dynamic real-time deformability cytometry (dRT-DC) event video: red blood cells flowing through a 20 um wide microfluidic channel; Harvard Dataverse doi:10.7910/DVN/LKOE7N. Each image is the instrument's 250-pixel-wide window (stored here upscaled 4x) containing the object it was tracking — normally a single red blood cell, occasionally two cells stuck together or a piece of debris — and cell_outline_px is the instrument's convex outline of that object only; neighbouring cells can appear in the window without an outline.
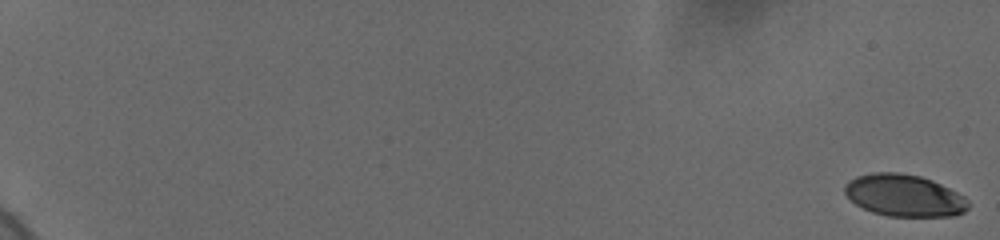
{"species": "human", "species_latin": "Homo sapiens", "temperature_condition": "cold", "stored_images_in_passage": 14, "camera_frame_rate_fps": 3000, "um_per_image_px": 0.085, "donor": {"sex": "female"}, "frame": {"image": 1, "passage_image": 1, "time_ms": 0.0, "image_size_px": [1000, 240], "cell_outline_px": [[968, 208], [964, 212], [956, 216], [888, 216], [872, 212], [856, 204], [844, 192], [844, 188], [848, 180], [856, 176], [872, 172], [900, 172], [920, 176], [932, 180], [964, 196], [968, 200]], "centroid_in_image_um": [76.86, 16.61], "position_along_channel_um": 8.1, "area_um2": 30.23}}
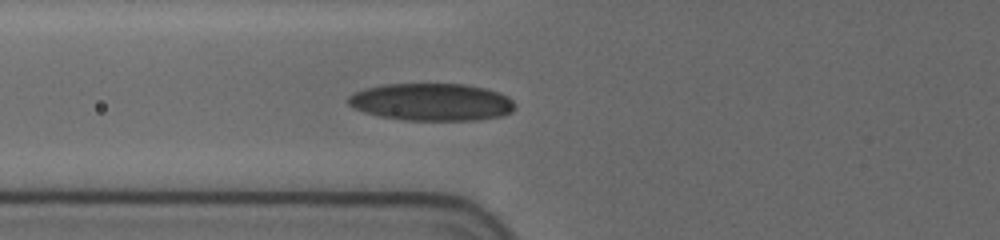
{"frame": {"image": 2, "passage_image": 12, "time_ms": 8.667, "image_size_px": [1000, 240], "cell_outline_px": [[512, 112], [500, 116], [480, 120], [404, 120], [380, 116], [364, 112], [352, 108], [348, 104], [348, 96], [364, 88], [384, 84], [464, 84], [484, 88], [508, 96], [512, 100]], "centroid_in_image_um": [36.64, 8.67], "position_along_channel_um": 89.2, "area_um2": 36.24}}
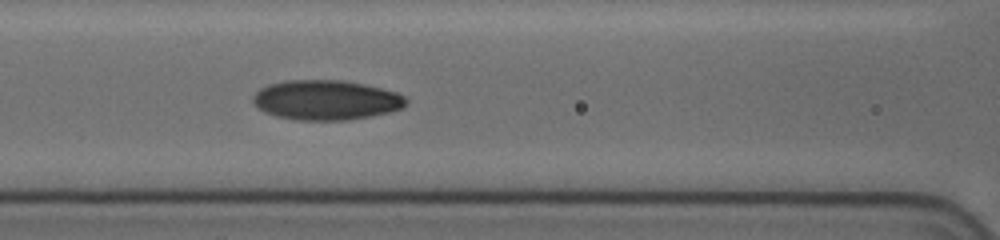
{"frame": {"image": 3, "passage_image": 14, "time_ms": 10.0, "image_size_px": [1000, 240], "cell_outline_px": [[408, 104], [404, 108], [372, 116], [348, 120], [296, 120], [276, 116], [264, 112], [256, 108], [252, 100], [252, 96], [260, 88], [268, 84], [288, 80], [340, 80], [364, 84], [396, 92], [404, 96], [408, 100]], "centroid_in_image_um": [27.7, 8.51], "position_along_channel_um": 138.9, "area_um2": 35.78}}